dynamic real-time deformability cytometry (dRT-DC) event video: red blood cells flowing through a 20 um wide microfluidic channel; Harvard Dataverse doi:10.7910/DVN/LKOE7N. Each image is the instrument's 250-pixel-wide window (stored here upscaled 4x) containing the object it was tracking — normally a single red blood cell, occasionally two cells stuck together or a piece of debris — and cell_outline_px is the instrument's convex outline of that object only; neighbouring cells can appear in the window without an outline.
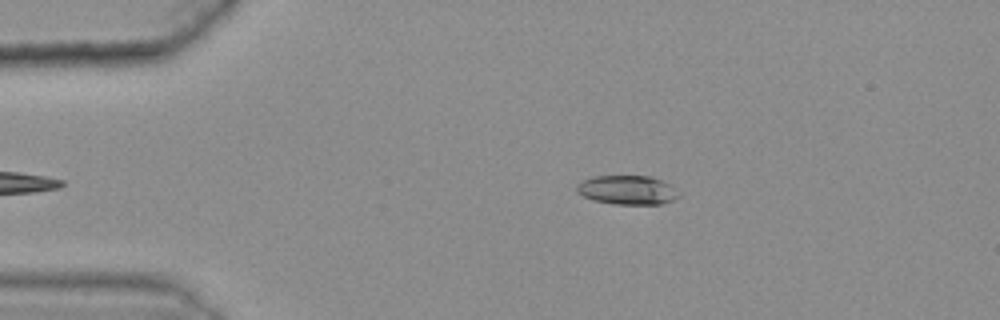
{"species": "common noctule bat (a hibernating species)", "species_latin": "Nyctalus noctula", "temperature_condition": "warm", "stored_images_in_passage": 36, "camera_frame_rate_fps": 3000, "um_per_image_px": 0.085, "animal": {"sex": "female", "body_mass_g": 25.1}, "frame": {"image": 1, "passage_image": 5, "time_ms": 1.333, "image_size_px": [1000, 320], "cell_outline_px": [[680, 196], [672, 200], [660, 204], [612, 204], [596, 200], [584, 196], [576, 192], [576, 184], [592, 176], [652, 176], [672, 184]], "centroid_in_image_um": [53.34, 16.14], "position_along_channel_um": 31.7, "area_um2": 17.34}}
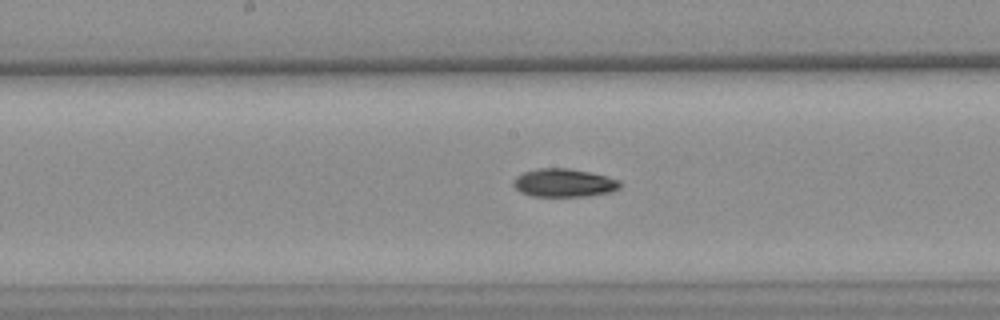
{"frame": {"image": 2, "passage_image": 23, "time_ms": 7.333, "image_size_px": [1000, 320], "cell_outline_px": [[620, 188], [612, 192], [588, 196], [532, 196], [520, 192], [512, 184], [512, 180], [516, 176], [524, 172], [540, 168], [568, 168], [588, 172], [620, 180]], "centroid_in_image_um": [47.92, 15.55], "position_along_channel_um": 200.3, "area_um2": 17.51}}
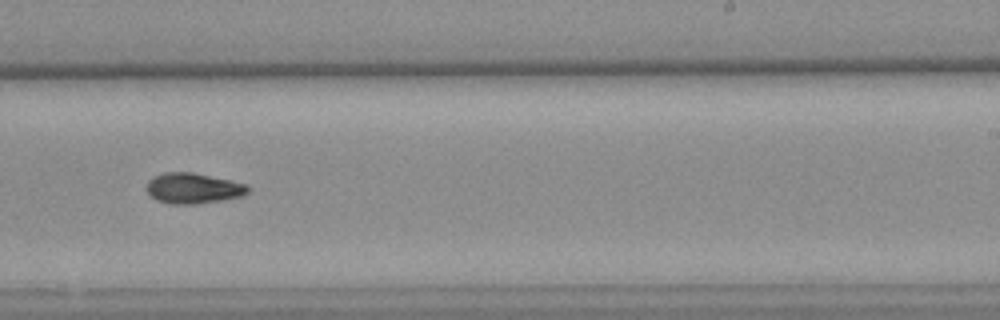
{"frame": {"image": 3, "passage_image": 29, "time_ms": 9.333, "image_size_px": [1000, 320], "cell_outline_px": [[248, 192], [244, 196], [224, 200], [192, 204], [172, 204], [156, 200], [144, 188], [148, 180], [152, 176], [164, 172], [192, 172], [248, 184]], "centroid_in_image_um": [16.4, 16.0], "position_along_channel_um": 272.6, "area_um2": 18.21}}